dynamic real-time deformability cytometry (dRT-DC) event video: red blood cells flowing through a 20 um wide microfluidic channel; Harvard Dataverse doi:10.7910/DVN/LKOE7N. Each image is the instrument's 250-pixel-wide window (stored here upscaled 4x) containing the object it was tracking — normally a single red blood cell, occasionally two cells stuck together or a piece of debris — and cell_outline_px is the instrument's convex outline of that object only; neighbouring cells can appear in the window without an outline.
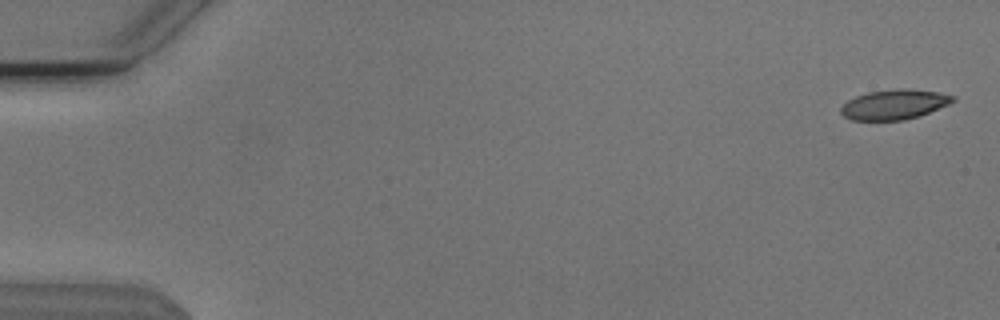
{"species": "Egyptian fruit bat (a non-hibernating species)", "species_latin": "Rousettus aegyptiacus", "temperature_condition": "cold", "stored_images_in_passage": 54, "camera_frame_rate_fps": 3000, "um_per_image_px": 0.085, "animal": {"sex": "male"}, "frame": {"image": 1, "passage_image": 2, "time_ms": 0.333, "image_size_px": [1000, 320], "cell_outline_px": [[956, 100], [948, 104], [920, 116], [904, 120], [852, 120], [844, 116], [840, 112], [840, 108], [848, 100], [856, 96], [868, 92], [900, 88], [904, 88], [940, 92], [956, 96]], "centroid_in_image_um": [76.03, 8.87], "position_along_channel_um": 9.0, "area_um2": 19.54}}
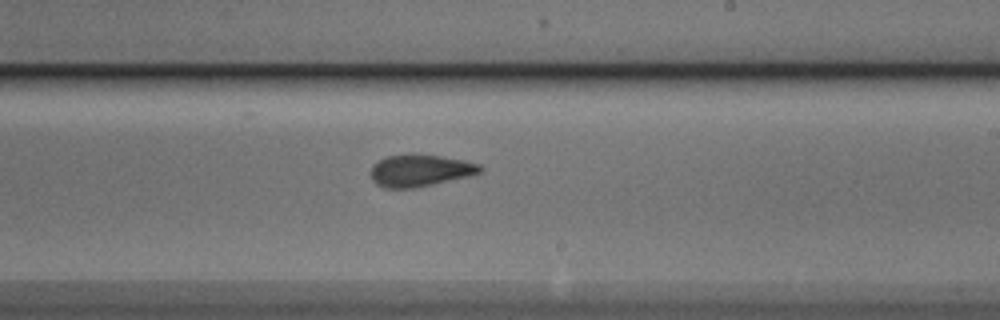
{"frame": {"image": 2, "passage_image": 33, "time_ms": 10.667, "image_size_px": [1000, 320], "cell_outline_px": [[484, 172], [468, 176], [416, 188], [384, 188], [376, 184], [372, 180], [372, 164], [388, 156], [412, 152], [440, 156], [464, 160], [480, 164], [484, 168]], "centroid_in_image_um": [35.73, 14.48], "position_along_channel_um": 253.3, "area_um2": 20.69}}
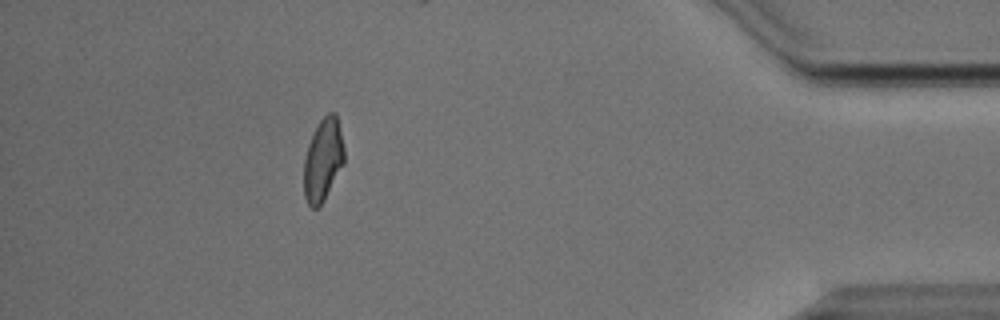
{"frame": {"image": 3, "passage_image": 49, "time_ms": 16.0, "image_size_px": [1000, 320], "cell_outline_px": [[344, 164], [324, 200], [316, 208], [312, 208], [308, 204], [304, 196], [304, 160], [308, 144], [320, 120], [328, 112], [336, 112], [344, 148]], "centroid_in_image_um": [27.46, 13.59], "position_along_channel_um": 407.7, "area_um2": 19.31}, "authors_computed_cell_mechanics": {"area_um2": 20.1433, "velocity_mm_per_s": 3.819, "shape_relaxation_time_tau1_ms": 6.6267, "shape_relaxation_time_tau2_ms": 1.5783, "deformation_change_tau1": 0.1508, "deformation_change_tau2": 0.0677}}